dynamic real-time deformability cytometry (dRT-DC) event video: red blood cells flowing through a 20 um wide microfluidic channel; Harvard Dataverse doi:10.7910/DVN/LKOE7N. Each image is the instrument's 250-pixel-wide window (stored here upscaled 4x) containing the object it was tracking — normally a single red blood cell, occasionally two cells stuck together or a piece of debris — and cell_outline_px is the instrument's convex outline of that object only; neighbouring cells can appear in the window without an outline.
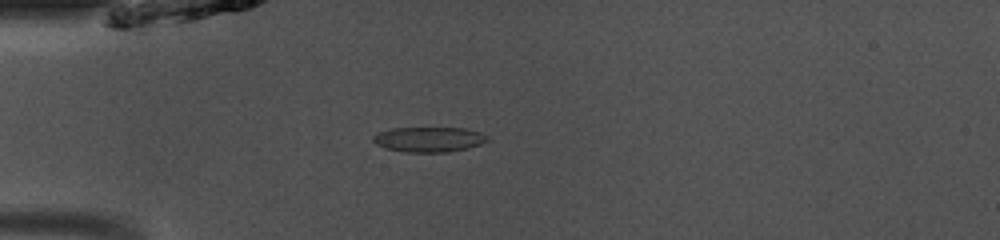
{"species": "common noctule bat (a hibernating species)", "species_latin": "Nyctalus noctula", "temperature_condition": "room temperature", "stored_images_in_passage": 39, "camera_frame_rate_fps": 3000, "um_per_image_px": 0.085, "animal": {"sex": "male", "body_mass_g": 13.0, "forearm_length_mm": 53.1}, "frame": {"image": 1, "passage_image": 4, "time_ms": 1.0, "image_size_px": [1000, 240], "cell_outline_px": [[492, 140], [468, 148], [448, 152], [404, 152], [384, 148], [376, 144], [372, 140], [372, 136], [388, 128], [464, 128], [480, 132], [488, 136]], "centroid_in_image_um": [36.47, 11.85], "position_along_channel_um": 48.5, "area_um2": 16.88}}
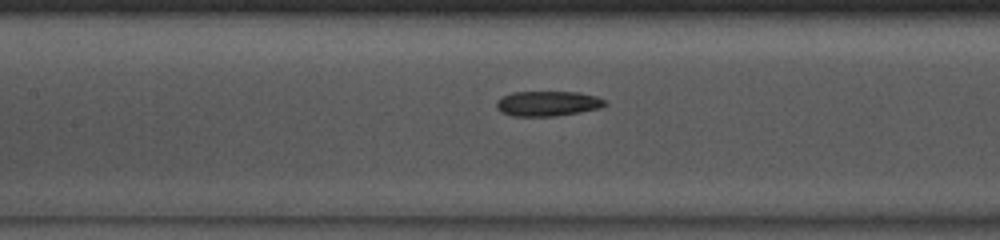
{"frame": {"image": 2, "passage_image": 13, "time_ms": 4.0, "image_size_px": [1000, 240], "cell_outline_px": [[608, 104], [600, 108], [580, 112], [556, 116], [512, 116], [500, 112], [496, 108], [496, 100], [512, 92], [576, 92], [596, 96], [604, 100]], "centroid_in_image_um": [46.53, 8.81], "position_along_channel_um": 160.9, "area_um2": 15.9}}
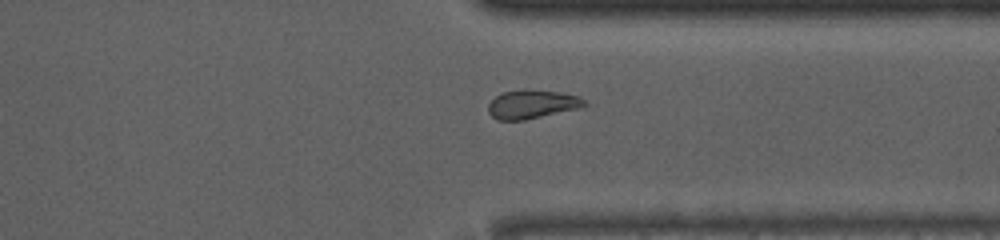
{"frame": {"image": 3, "passage_image": 28, "time_ms": 9.0, "image_size_px": [1000, 240], "cell_outline_px": [[588, 104], [580, 108], [524, 120], [496, 120], [488, 112], [488, 104], [496, 96], [504, 92], [560, 92], [576, 96], [584, 100]], "centroid_in_image_um": [45.21, 8.91], "position_along_channel_um": 366.2, "area_um2": 15.32}, "authors_computed_cell_mechanics": {"area_um2": 16.2996, "velocity_mm_per_s": 4.1151, "shape_relaxation_time_tau1_ms": null, "shape_relaxation_time_tau2_ms": 4.9141, "deformation_change_tau1": null, "deformation_change_tau2": 0.1}}